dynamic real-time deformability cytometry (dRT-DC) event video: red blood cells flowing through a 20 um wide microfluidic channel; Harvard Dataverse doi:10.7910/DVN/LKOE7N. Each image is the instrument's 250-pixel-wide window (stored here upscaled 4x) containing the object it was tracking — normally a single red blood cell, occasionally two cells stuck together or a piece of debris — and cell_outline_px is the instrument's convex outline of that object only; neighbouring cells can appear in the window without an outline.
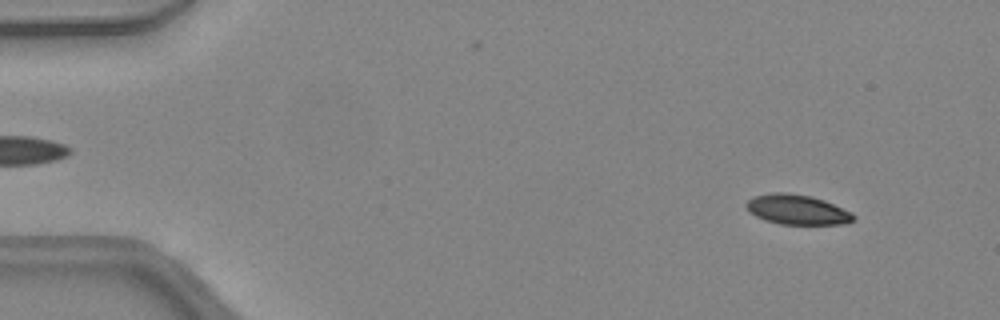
{"species": "common noctule bat (a hibernating species)", "species_latin": "Nyctalus noctula", "temperature_condition": "warm", "stored_images_in_passage": 9, "camera_frame_rate_fps": 3000, "um_per_image_px": 0.085, "animal": {"sex": "female", "body_mass_g": 24.6, "forearm_length_mm": 56.2}, "frame": {"image": 1, "passage_image": 5, "time_ms": 1.333, "image_size_px": [1000, 320], "cell_outline_px": [[856, 216], [852, 220], [840, 224], [780, 224], [764, 220], [748, 212], [744, 204], [752, 196], [772, 192], [788, 192], [812, 196], [824, 200], [852, 212]], "centroid_in_image_um": [67.7, 17.8], "position_along_channel_um": 17.3, "area_um2": 18.84}}